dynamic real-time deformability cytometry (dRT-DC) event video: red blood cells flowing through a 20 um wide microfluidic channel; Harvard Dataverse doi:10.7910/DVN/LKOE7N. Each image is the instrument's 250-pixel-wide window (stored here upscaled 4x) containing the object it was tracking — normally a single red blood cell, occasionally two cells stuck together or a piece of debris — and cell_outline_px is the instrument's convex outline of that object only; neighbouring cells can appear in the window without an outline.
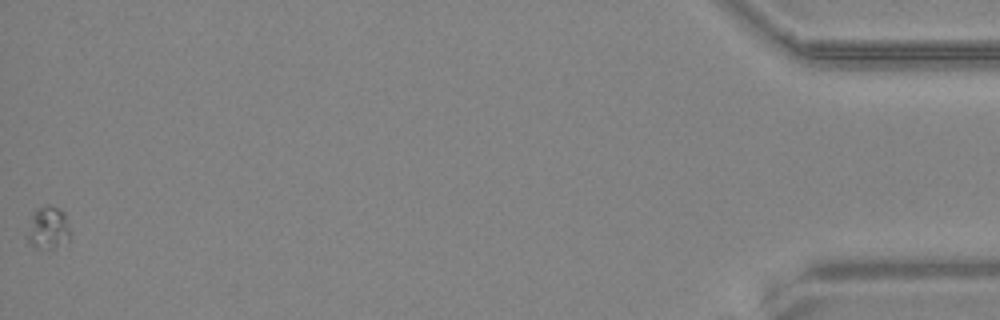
{"species": "common noctule bat (a hibernating species)", "species_latin": "Nyctalus noctula", "temperature_condition": "warm", "stored_images_in_passage": 36, "camera_frame_rate_fps": 3000, "um_per_image_px": 0.085, "animal": {"sex": "female", "body_mass_g": 24.6, "forearm_length_mm": 56.2}, "frame": {"image": 1, "passage_image": 36, "time_ms": 11.667, "image_size_px": [1000, 320], "cell_outline_px": [[68, 244], [56, 248], [36, 248], [28, 244], [28, 236], [32, 216], [40, 208], [60, 208], [64, 212], [68, 228]], "centroid_in_image_um": [4.12, 19.46], "position_along_channel_um": 431.1, "area_um2": 10.12}}